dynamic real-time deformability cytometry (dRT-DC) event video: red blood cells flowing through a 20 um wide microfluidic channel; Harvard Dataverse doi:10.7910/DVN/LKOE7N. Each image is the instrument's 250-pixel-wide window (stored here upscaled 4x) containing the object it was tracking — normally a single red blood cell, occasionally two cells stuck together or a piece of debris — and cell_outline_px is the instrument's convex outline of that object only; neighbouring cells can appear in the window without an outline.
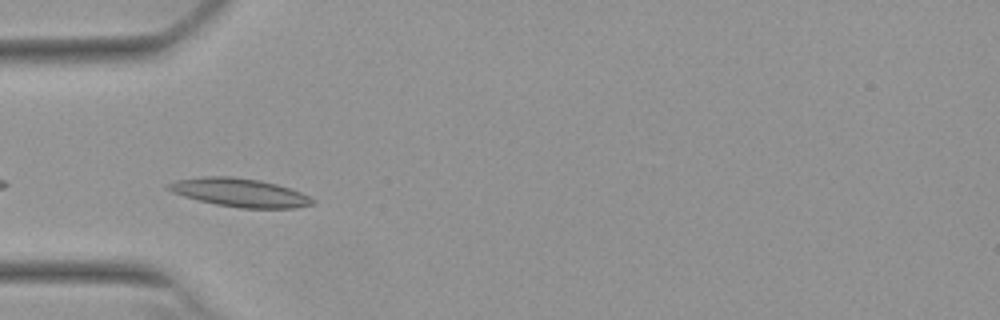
{"species": "Egyptian fruit bat (a non-hibernating species)", "species_latin": "Rousettus aegyptiacus", "temperature_condition": "warm", "stored_images_in_passage": 21, "camera_frame_rate_fps": 3000, "um_per_image_px": 0.085, "animal": {"sex": "female"}, "frame": {"image": 1, "passage_image": 2, "time_ms": 0.333, "image_size_px": [1000, 320], "cell_outline_px": [[316, 200], [312, 204], [296, 208], [240, 208], [216, 204], [184, 196], [172, 192], [168, 188], [168, 184], [176, 180], [208, 176], [232, 176], [260, 180], [276, 184], [300, 192]], "centroid_in_image_um": [20.4, 16.37], "position_along_channel_um": 64.6, "area_um2": 23.58}}
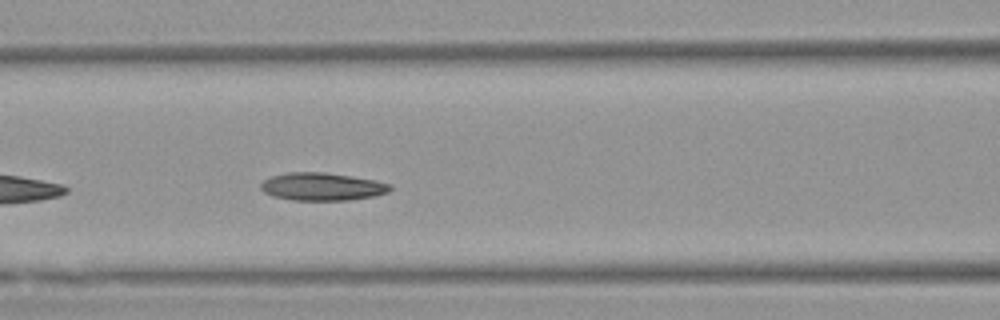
{"frame": {"image": 2, "passage_image": 8, "time_ms": 2.333, "image_size_px": [1000, 320], "cell_outline_px": [[392, 188], [388, 192], [372, 196], [348, 200], [292, 200], [272, 196], [264, 192], [260, 188], [260, 184], [264, 180], [272, 176], [284, 172], [324, 172], [352, 176], [376, 180], [392, 184]], "centroid_in_image_um": [27.37, 15.85], "position_along_channel_um": 139.2, "area_um2": 21.04}}
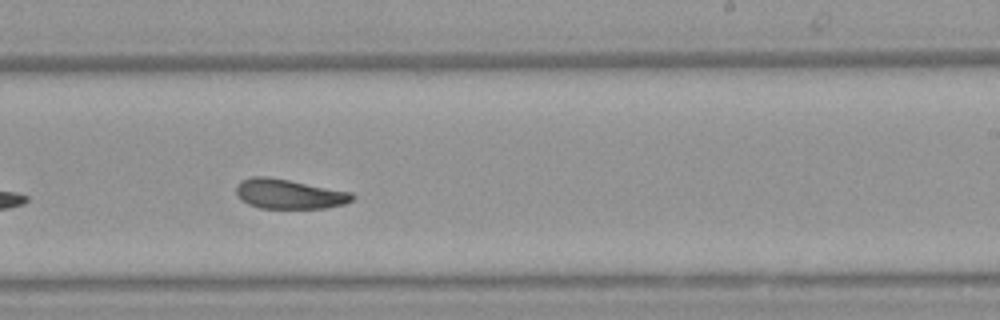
{"frame": {"image": 3, "passage_image": 18, "time_ms": 5.667, "image_size_px": [1000, 320], "cell_outline_px": [[356, 196], [352, 200], [344, 204], [324, 208], [260, 208], [248, 204], [236, 192], [236, 184], [240, 180], [252, 176], [268, 176], [352, 192]], "centroid_in_image_um": [24.57, 16.48], "position_along_channel_um": 264.4, "area_um2": 20.06}}